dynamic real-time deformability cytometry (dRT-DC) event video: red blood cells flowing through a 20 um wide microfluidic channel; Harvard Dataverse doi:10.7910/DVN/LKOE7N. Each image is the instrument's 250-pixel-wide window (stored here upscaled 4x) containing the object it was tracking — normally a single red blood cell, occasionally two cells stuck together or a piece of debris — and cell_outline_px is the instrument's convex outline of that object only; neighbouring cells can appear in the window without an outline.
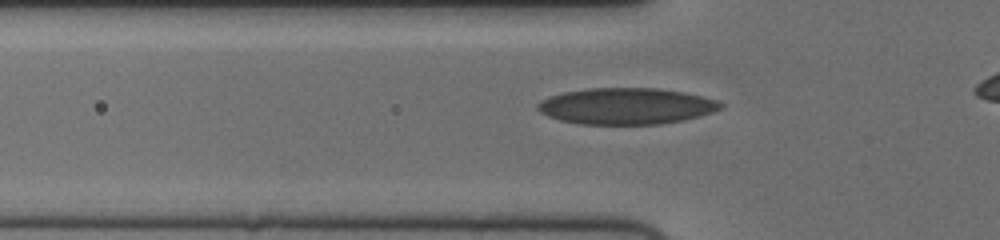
{"species": "human", "species_latin": "Homo sapiens", "temperature_condition": "cold", "stored_images_in_passage": 37, "camera_frame_rate_fps": 3000, "um_per_image_px": 0.085, "donor": {"sex": "female"}, "frame": {"image": 1, "passage_image": 7, "time_ms": 2.0, "image_size_px": [1000, 240], "cell_outline_px": [[724, 104], [720, 108], [712, 112], [684, 120], [660, 124], [580, 124], [560, 120], [548, 116], [540, 112], [536, 108], [536, 104], [540, 100], [548, 96], [564, 92], [592, 88], [660, 88], [684, 92], [716, 100]], "centroid_in_image_um": [53.19, 9.02], "position_along_channel_um": 72.6, "area_um2": 38.73}}
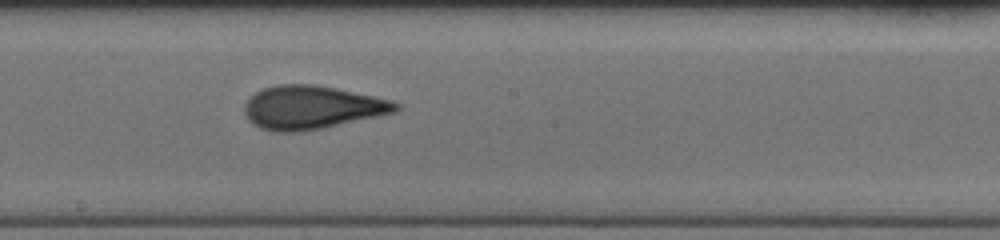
{"frame": {"image": 2, "passage_image": 19, "time_ms": 6.0, "image_size_px": [1000, 240], "cell_outline_px": [[400, 108], [396, 112], [320, 128], [292, 132], [280, 132], [260, 128], [252, 124], [248, 120], [244, 112], [244, 104], [256, 92], [264, 88], [276, 84], [316, 84], [336, 88], [392, 100], [400, 104]], "centroid_in_image_um": [26.49, 9.12], "position_along_channel_um": 221.7, "area_um2": 37.97}}
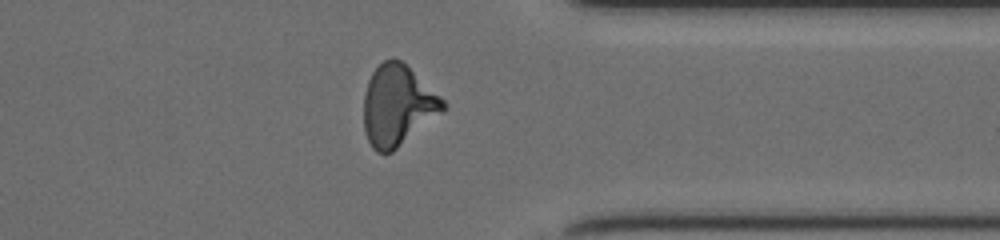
{"frame": {"image": 3, "passage_image": 32, "time_ms": 10.333, "image_size_px": [1000, 240], "cell_outline_px": [[448, 104], [444, 112], [392, 152], [376, 152], [372, 148], [364, 132], [364, 92], [368, 80], [372, 72], [384, 60], [400, 60], [440, 96]], "centroid_in_image_um": [33.8, 9.0], "position_along_channel_um": 377.6, "area_um2": 37.05}}